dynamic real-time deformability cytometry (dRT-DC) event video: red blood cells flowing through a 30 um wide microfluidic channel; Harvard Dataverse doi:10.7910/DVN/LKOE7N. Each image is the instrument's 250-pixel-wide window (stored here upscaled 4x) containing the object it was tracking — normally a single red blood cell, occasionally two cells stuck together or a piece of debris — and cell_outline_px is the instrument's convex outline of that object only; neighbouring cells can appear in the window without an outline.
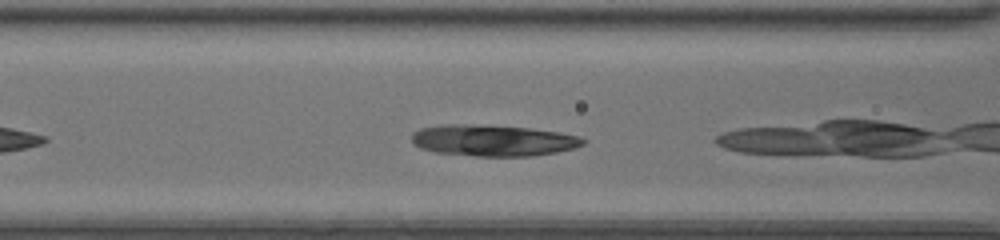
{"species": "common noctule bat (a hibernating species)", "species_latin": "Nyctalus noctula", "temperature_condition": "room temperature", "stored_images_in_passage": 10, "camera_frame_rate_fps": 3000, "um_per_image_px": 0.085, "animal": {"sex": "female", "body_mass_g": 20.0, "forearm_length_mm": 54.0}, "frame": {"image": 1, "passage_image": 5, "time_ms": 1.333, "image_size_px": [1000, 240], "cell_outline_px": [[588, 140], [584, 144], [576, 148], [556, 152], [532, 156], [476, 156], [436, 152], [420, 148], [412, 144], [412, 132], [420, 128], [440, 124], [456, 124], [528, 128], [560, 132], [580, 136]], "centroid_in_image_um": [41.92, 11.94], "position_along_channel_um": 124.7, "area_um2": 31.33}}